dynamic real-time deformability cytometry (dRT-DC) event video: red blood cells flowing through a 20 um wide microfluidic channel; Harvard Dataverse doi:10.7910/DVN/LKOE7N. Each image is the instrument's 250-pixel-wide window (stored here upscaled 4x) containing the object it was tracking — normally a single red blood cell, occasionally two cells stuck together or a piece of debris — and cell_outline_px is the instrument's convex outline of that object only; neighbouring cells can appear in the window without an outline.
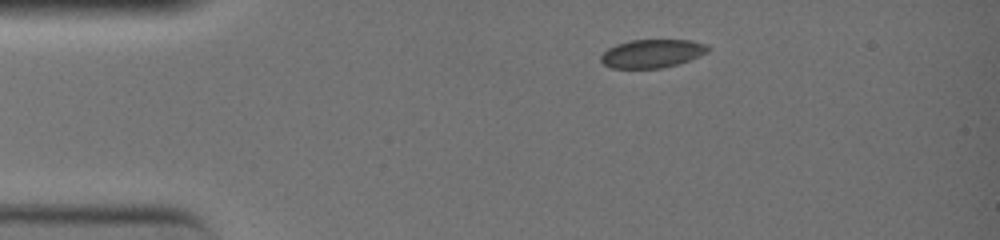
{"species": "common noctule bat (a hibernating species)", "species_latin": "Nyctalus noctula", "temperature_condition": "warm", "stored_images_in_passage": 5, "camera_frame_rate_fps": 3000, "um_per_image_px": 0.085, "animal": {"sex": "female", "body_mass_g": 19.0, "forearm_length_mm": 51.5}, "frame": {"image": 1, "passage_image": 1, "time_ms": 0.0, "image_size_px": [1000, 240], "cell_outline_px": [[712, 48], [708, 52], [700, 56], [680, 64], [660, 68], [612, 68], [604, 64], [600, 60], [600, 56], [608, 48], [616, 44], [632, 40], [692, 40], [708, 44]], "centroid_in_image_um": [55.48, 4.55], "position_along_channel_um": 29.5, "area_um2": 17.92}}